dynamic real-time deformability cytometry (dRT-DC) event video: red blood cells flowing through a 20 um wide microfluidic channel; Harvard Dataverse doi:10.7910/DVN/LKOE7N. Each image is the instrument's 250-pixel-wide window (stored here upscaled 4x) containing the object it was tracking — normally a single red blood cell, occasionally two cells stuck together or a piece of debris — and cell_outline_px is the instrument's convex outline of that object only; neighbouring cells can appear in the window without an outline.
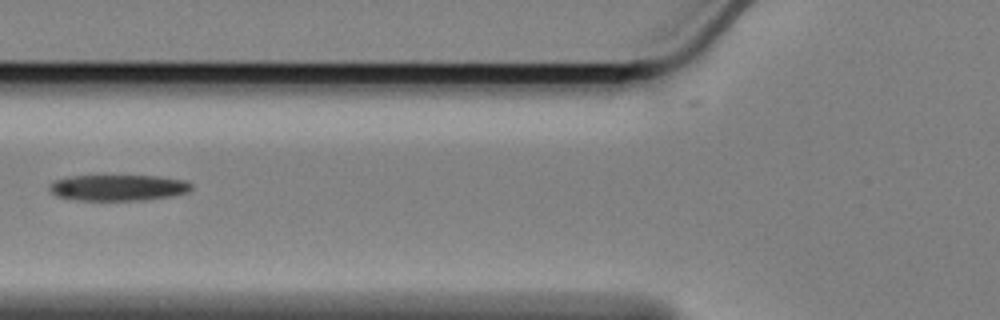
{"species": "Egyptian fruit bat (a non-hibernating species)", "species_latin": "Rousettus aegyptiacus", "temperature_condition": "cold", "stored_images_in_passage": 40, "camera_frame_rate_fps": 3000, "um_per_image_px": 0.085, "animal": {"sex": "female"}, "frame": {"image": 1, "passage_image": 4, "time_ms": 1.0, "image_size_px": [1000, 320], "cell_outline_px": [[192, 188], [188, 192], [172, 196], [144, 200], [80, 200], [56, 196], [48, 188], [48, 184], [56, 180], [72, 176], [156, 176], [184, 180], [192, 184]], "centroid_in_image_um": [10.05, 15.95], "position_along_channel_um": 115.7, "area_um2": 21.44}}
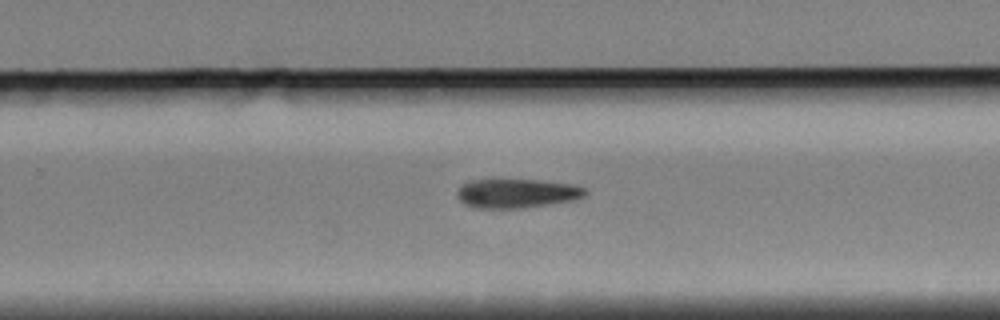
{"frame": {"image": 2, "passage_image": 19, "time_ms": 6.0, "image_size_px": [1000, 320], "cell_outline_px": [[588, 192], [584, 196], [576, 200], [520, 208], [476, 208], [464, 204], [456, 196], [456, 192], [468, 180], [536, 180], [572, 184], [584, 188]], "centroid_in_image_um": [43.92, 16.44], "position_along_channel_um": 285.9, "area_um2": 21.62}}
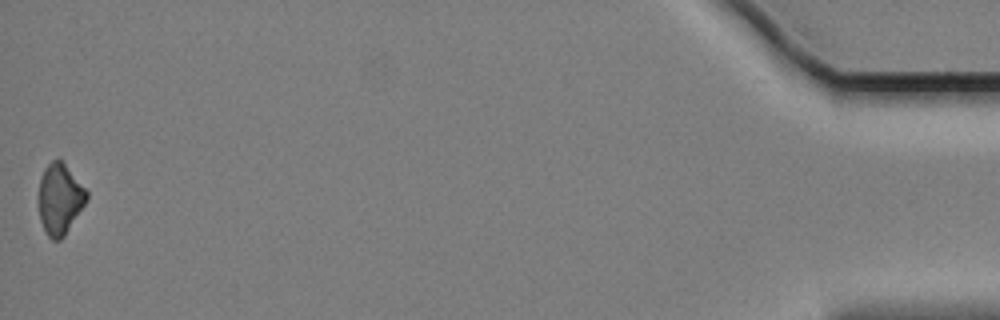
{"frame": {"image": 3, "passage_image": 40, "time_ms": 13.0, "image_size_px": [1000, 320], "cell_outline_px": [[88, 200], [64, 236], [60, 240], [52, 240], [48, 236], [40, 220], [36, 204], [36, 196], [40, 180], [44, 168], [52, 160], [60, 160], [64, 164], [88, 192]], "centroid_in_image_um": [5.04, 16.94], "position_along_channel_um": 430.2, "area_um2": 20.0}, "authors_computed_cell_mechanics": {"area_um2": 21.3571, "velocity_mm_per_s": 3.3976, "shape_relaxation_time_tau1_ms": 3.4048, "shape_relaxation_time_tau2_ms": null, "deformation_change_tau1": 0.0917, "deformation_change_tau2": null}}